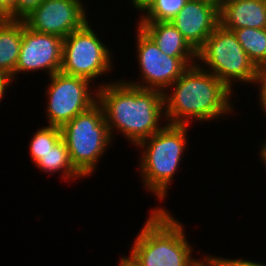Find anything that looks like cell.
<instances>
[{
    "label": "cell",
    "instance_id": "12",
    "mask_svg": "<svg viewBox=\"0 0 266 266\" xmlns=\"http://www.w3.org/2000/svg\"><path fill=\"white\" fill-rule=\"evenodd\" d=\"M219 8L212 0H187L169 21L197 52L220 24Z\"/></svg>",
    "mask_w": 266,
    "mask_h": 266
},
{
    "label": "cell",
    "instance_id": "23",
    "mask_svg": "<svg viewBox=\"0 0 266 266\" xmlns=\"http://www.w3.org/2000/svg\"><path fill=\"white\" fill-rule=\"evenodd\" d=\"M257 82L261 84L259 99L264 112H266V69L260 70Z\"/></svg>",
    "mask_w": 266,
    "mask_h": 266
},
{
    "label": "cell",
    "instance_id": "2",
    "mask_svg": "<svg viewBox=\"0 0 266 266\" xmlns=\"http://www.w3.org/2000/svg\"><path fill=\"white\" fill-rule=\"evenodd\" d=\"M203 69L197 63L189 66L171 85H176L174 92L169 96L164 92V115L171 119L168 124L187 126L191 117L206 121L232 111V90Z\"/></svg>",
    "mask_w": 266,
    "mask_h": 266
},
{
    "label": "cell",
    "instance_id": "22",
    "mask_svg": "<svg viewBox=\"0 0 266 266\" xmlns=\"http://www.w3.org/2000/svg\"><path fill=\"white\" fill-rule=\"evenodd\" d=\"M222 266H266L261 263H257L254 261H248V260H241V259H228V258H217L214 257Z\"/></svg>",
    "mask_w": 266,
    "mask_h": 266
},
{
    "label": "cell",
    "instance_id": "30",
    "mask_svg": "<svg viewBox=\"0 0 266 266\" xmlns=\"http://www.w3.org/2000/svg\"><path fill=\"white\" fill-rule=\"evenodd\" d=\"M264 6H265V12H266V0H263Z\"/></svg>",
    "mask_w": 266,
    "mask_h": 266
},
{
    "label": "cell",
    "instance_id": "27",
    "mask_svg": "<svg viewBox=\"0 0 266 266\" xmlns=\"http://www.w3.org/2000/svg\"><path fill=\"white\" fill-rule=\"evenodd\" d=\"M232 1H236V0H217L216 3L218 5L219 10L227 3H230Z\"/></svg>",
    "mask_w": 266,
    "mask_h": 266
},
{
    "label": "cell",
    "instance_id": "17",
    "mask_svg": "<svg viewBox=\"0 0 266 266\" xmlns=\"http://www.w3.org/2000/svg\"><path fill=\"white\" fill-rule=\"evenodd\" d=\"M45 172L64 171V176L68 178H81V174L71 164L68 148L63 139H61L52 149H50L36 163Z\"/></svg>",
    "mask_w": 266,
    "mask_h": 266
},
{
    "label": "cell",
    "instance_id": "1",
    "mask_svg": "<svg viewBox=\"0 0 266 266\" xmlns=\"http://www.w3.org/2000/svg\"><path fill=\"white\" fill-rule=\"evenodd\" d=\"M97 97L111 137L115 126L138 145L163 128L158 121L165 113L164 92L119 81L100 86Z\"/></svg>",
    "mask_w": 266,
    "mask_h": 266
},
{
    "label": "cell",
    "instance_id": "8",
    "mask_svg": "<svg viewBox=\"0 0 266 266\" xmlns=\"http://www.w3.org/2000/svg\"><path fill=\"white\" fill-rule=\"evenodd\" d=\"M49 77L52 80L47 89L49 126L61 128L98 102L97 92L96 97L89 93V80L61 71Z\"/></svg>",
    "mask_w": 266,
    "mask_h": 266
},
{
    "label": "cell",
    "instance_id": "18",
    "mask_svg": "<svg viewBox=\"0 0 266 266\" xmlns=\"http://www.w3.org/2000/svg\"><path fill=\"white\" fill-rule=\"evenodd\" d=\"M187 0H146L138 9L147 13L140 21H169L185 5Z\"/></svg>",
    "mask_w": 266,
    "mask_h": 266
},
{
    "label": "cell",
    "instance_id": "29",
    "mask_svg": "<svg viewBox=\"0 0 266 266\" xmlns=\"http://www.w3.org/2000/svg\"><path fill=\"white\" fill-rule=\"evenodd\" d=\"M146 0H132L133 5L135 8H139Z\"/></svg>",
    "mask_w": 266,
    "mask_h": 266
},
{
    "label": "cell",
    "instance_id": "20",
    "mask_svg": "<svg viewBox=\"0 0 266 266\" xmlns=\"http://www.w3.org/2000/svg\"><path fill=\"white\" fill-rule=\"evenodd\" d=\"M43 0H16L15 19L22 20L33 9L37 8Z\"/></svg>",
    "mask_w": 266,
    "mask_h": 266
},
{
    "label": "cell",
    "instance_id": "19",
    "mask_svg": "<svg viewBox=\"0 0 266 266\" xmlns=\"http://www.w3.org/2000/svg\"><path fill=\"white\" fill-rule=\"evenodd\" d=\"M62 139L61 128L46 126L39 129L30 144L31 158L35 164Z\"/></svg>",
    "mask_w": 266,
    "mask_h": 266
},
{
    "label": "cell",
    "instance_id": "16",
    "mask_svg": "<svg viewBox=\"0 0 266 266\" xmlns=\"http://www.w3.org/2000/svg\"><path fill=\"white\" fill-rule=\"evenodd\" d=\"M250 60L259 69H266V28H241L233 30Z\"/></svg>",
    "mask_w": 266,
    "mask_h": 266
},
{
    "label": "cell",
    "instance_id": "24",
    "mask_svg": "<svg viewBox=\"0 0 266 266\" xmlns=\"http://www.w3.org/2000/svg\"><path fill=\"white\" fill-rule=\"evenodd\" d=\"M10 81L11 78L9 76L0 74V100L4 95L6 86H9V84L11 83Z\"/></svg>",
    "mask_w": 266,
    "mask_h": 266
},
{
    "label": "cell",
    "instance_id": "9",
    "mask_svg": "<svg viewBox=\"0 0 266 266\" xmlns=\"http://www.w3.org/2000/svg\"><path fill=\"white\" fill-rule=\"evenodd\" d=\"M137 34L138 62L140 72L143 74L141 77L145 79V82L141 84L129 82L128 84L164 92V88H169L189 66L195 64L191 61L197 58L171 57L163 53L140 27H138Z\"/></svg>",
    "mask_w": 266,
    "mask_h": 266
},
{
    "label": "cell",
    "instance_id": "5",
    "mask_svg": "<svg viewBox=\"0 0 266 266\" xmlns=\"http://www.w3.org/2000/svg\"><path fill=\"white\" fill-rule=\"evenodd\" d=\"M61 133L71 164L83 177L92 173L95 163L112 140L98 102L63 125Z\"/></svg>",
    "mask_w": 266,
    "mask_h": 266
},
{
    "label": "cell",
    "instance_id": "15",
    "mask_svg": "<svg viewBox=\"0 0 266 266\" xmlns=\"http://www.w3.org/2000/svg\"><path fill=\"white\" fill-rule=\"evenodd\" d=\"M22 43V20L0 19V74L15 77Z\"/></svg>",
    "mask_w": 266,
    "mask_h": 266
},
{
    "label": "cell",
    "instance_id": "10",
    "mask_svg": "<svg viewBox=\"0 0 266 266\" xmlns=\"http://www.w3.org/2000/svg\"><path fill=\"white\" fill-rule=\"evenodd\" d=\"M80 0H43L22 20L36 32L66 38L88 21Z\"/></svg>",
    "mask_w": 266,
    "mask_h": 266
},
{
    "label": "cell",
    "instance_id": "14",
    "mask_svg": "<svg viewBox=\"0 0 266 266\" xmlns=\"http://www.w3.org/2000/svg\"><path fill=\"white\" fill-rule=\"evenodd\" d=\"M138 26L166 55L197 58V52L170 21H139Z\"/></svg>",
    "mask_w": 266,
    "mask_h": 266
},
{
    "label": "cell",
    "instance_id": "11",
    "mask_svg": "<svg viewBox=\"0 0 266 266\" xmlns=\"http://www.w3.org/2000/svg\"><path fill=\"white\" fill-rule=\"evenodd\" d=\"M63 38L29 29L22 20V43L15 75L22 71L44 69L51 76L61 70Z\"/></svg>",
    "mask_w": 266,
    "mask_h": 266
},
{
    "label": "cell",
    "instance_id": "25",
    "mask_svg": "<svg viewBox=\"0 0 266 266\" xmlns=\"http://www.w3.org/2000/svg\"><path fill=\"white\" fill-rule=\"evenodd\" d=\"M198 266H222L214 257L208 256L204 260V262L201 261V263Z\"/></svg>",
    "mask_w": 266,
    "mask_h": 266
},
{
    "label": "cell",
    "instance_id": "3",
    "mask_svg": "<svg viewBox=\"0 0 266 266\" xmlns=\"http://www.w3.org/2000/svg\"><path fill=\"white\" fill-rule=\"evenodd\" d=\"M165 209L152 210L129 258L137 266H198L180 222Z\"/></svg>",
    "mask_w": 266,
    "mask_h": 266
},
{
    "label": "cell",
    "instance_id": "28",
    "mask_svg": "<svg viewBox=\"0 0 266 266\" xmlns=\"http://www.w3.org/2000/svg\"><path fill=\"white\" fill-rule=\"evenodd\" d=\"M262 151H261V158H262V160H264V162H265V165H266V142L264 143V146L262 147V149H261Z\"/></svg>",
    "mask_w": 266,
    "mask_h": 266
},
{
    "label": "cell",
    "instance_id": "21",
    "mask_svg": "<svg viewBox=\"0 0 266 266\" xmlns=\"http://www.w3.org/2000/svg\"><path fill=\"white\" fill-rule=\"evenodd\" d=\"M16 0H0V19H15Z\"/></svg>",
    "mask_w": 266,
    "mask_h": 266
},
{
    "label": "cell",
    "instance_id": "26",
    "mask_svg": "<svg viewBox=\"0 0 266 266\" xmlns=\"http://www.w3.org/2000/svg\"><path fill=\"white\" fill-rule=\"evenodd\" d=\"M119 266H137L129 257H123Z\"/></svg>",
    "mask_w": 266,
    "mask_h": 266
},
{
    "label": "cell",
    "instance_id": "4",
    "mask_svg": "<svg viewBox=\"0 0 266 266\" xmlns=\"http://www.w3.org/2000/svg\"><path fill=\"white\" fill-rule=\"evenodd\" d=\"M186 125L168 124L138 145L145 149L141 158L143 181L151 192L164 199L169 183L176 174L186 146Z\"/></svg>",
    "mask_w": 266,
    "mask_h": 266
},
{
    "label": "cell",
    "instance_id": "6",
    "mask_svg": "<svg viewBox=\"0 0 266 266\" xmlns=\"http://www.w3.org/2000/svg\"><path fill=\"white\" fill-rule=\"evenodd\" d=\"M197 58L230 90L232 80L257 83L260 70L250 60L231 30L218 25L197 51Z\"/></svg>",
    "mask_w": 266,
    "mask_h": 266
},
{
    "label": "cell",
    "instance_id": "13",
    "mask_svg": "<svg viewBox=\"0 0 266 266\" xmlns=\"http://www.w3.org/2000/svg\"><path fill=\"white\" fill-rule=\"evenodd\" d=\"M220 25L227 30L241 28H266V12L263 0H236L219 10Z\"/></svg>",
    "mask_w": 266,
    "mask_h": 266
},
{
    "label": "cell",
    "instance_id": "7",
    "mask_svg": "<svg viewBox=\"0 0 266 266\" xmlns=\"http://www.w3.org/2000/svg\"><path fill=\"white\" fill-rule=\"evenodd\" d=\"M87 22L63 40L61 72L89 81L110 70L107 47L98 39Z\"/></svg>",
    "mask_w": 266,
    "mask_h": 266
}]
</instances>
